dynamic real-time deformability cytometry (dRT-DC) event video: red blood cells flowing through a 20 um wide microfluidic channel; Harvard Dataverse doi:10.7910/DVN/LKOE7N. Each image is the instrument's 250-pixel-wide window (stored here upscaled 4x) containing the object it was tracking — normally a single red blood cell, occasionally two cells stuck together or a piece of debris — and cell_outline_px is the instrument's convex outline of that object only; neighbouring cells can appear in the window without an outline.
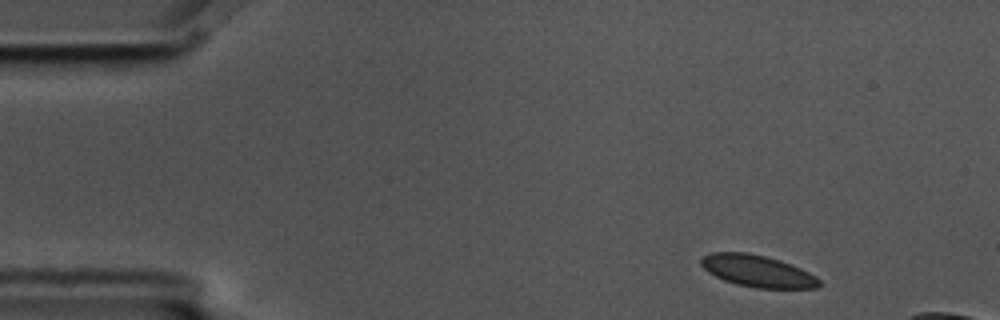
{"species": "common noctule bat (a hibernating species)", "species_latin": "Nyctalus noctula", "temperature_condition": "cold", "stored_images_in_passage": 8, "camera_frame_rate_fps": 3000, "um_per_image_px": 0.085, "animal": {"sex": "male", "body_mass_g": 17.5, "forearm_length_mm": 52.3}, "frame": {"image": 1, "passage_image": 1, "time_ms": 0.0, "image_size_px": [1000, 320], "cell_outline_px": [[820, 288], [756, 288], [736, 284], [724, 280], [708, 272], [700, 264], [700, 256], [712, 252], [744, 252], [764, 256], [780, 260], [800, 268], [816, 276], [820, 280]], "centroid_in_image_um": [64.37, 23.04], "position_along_channel_um": 20.6, "area_um2": 21.91}}